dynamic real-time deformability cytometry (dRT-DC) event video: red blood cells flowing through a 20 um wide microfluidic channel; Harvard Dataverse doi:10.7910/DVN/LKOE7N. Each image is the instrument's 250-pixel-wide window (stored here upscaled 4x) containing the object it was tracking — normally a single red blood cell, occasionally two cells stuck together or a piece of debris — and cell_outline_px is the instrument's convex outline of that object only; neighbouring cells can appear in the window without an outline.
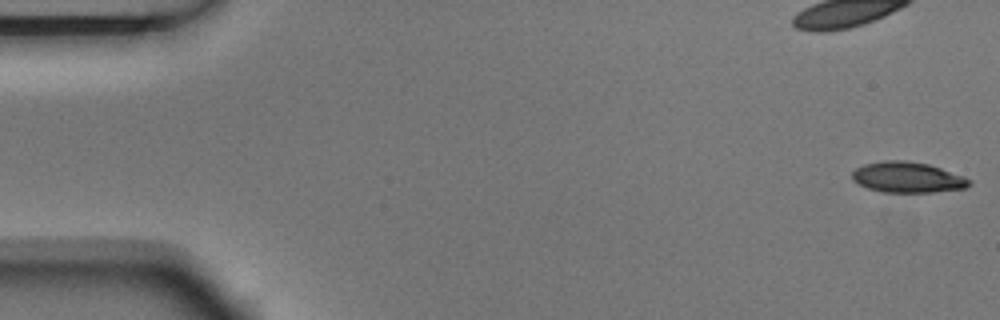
{"species": "Egyptian fruit bat (a non-hibernating species)", "species_latin": "Rousettus aegyptiacus", "temperature_condition": "room temperature", "stored_images_in_passage": 5, "camera_frame_rate_fps": 3000, "um_per_image_px": 0.085, "animal": {"sex": "male"}, "frame": {"image": 1, "passage_image": 1, "time_ms": 0.0, "image_size_px": [1000, 320], "cell_outline_px": [[972, 184], [964, 188], [932, 192], [880, 192], [868, 188], [852, 180], [852, 172], [856, 168], [864, 164], [884, 160], [908, 160], [928, 164], [964, 176], [972, 180]], "centroid_in_image_um": [77.14, 15.06], "position_along_channel_um": 7.9, "area_um2": 20.98}}